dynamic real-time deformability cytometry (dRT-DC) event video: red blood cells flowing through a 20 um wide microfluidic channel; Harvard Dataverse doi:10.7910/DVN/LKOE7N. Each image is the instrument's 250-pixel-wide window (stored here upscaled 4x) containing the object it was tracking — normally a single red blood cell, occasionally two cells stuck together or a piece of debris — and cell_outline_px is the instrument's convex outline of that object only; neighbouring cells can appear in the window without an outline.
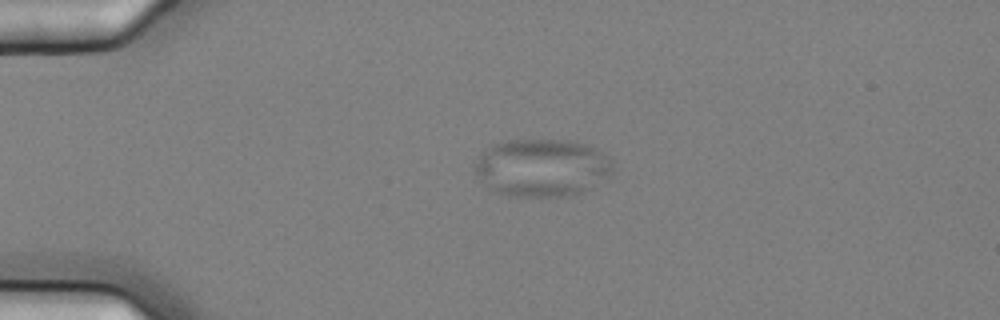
{"species": "common noctule bat (a hibernating species)", "species_latin": "Nyctalus noctula", "temperature_condition": "cold", "stored_images_in_passage": 2, "camera_frame_rate_fps": 3000, "um_per_image_px": 0.085, "animal": {"sex": "female", "body_mass_g": 25.1}, "frame": {"image": 1, "passage_image": 1, "time_ms": 0.0, "image_size_px": [1000, 320], "cell_outline_px": [[612, 176], [580, 192], [564, 196], [508, 196], [492, 192], [488, 188], [472, 168], [480, 152], [488, 144], [508, 140], [568, 140], [588, 144], [612, 156]], "centroid_in_image_um": [46.04, 14.23], "position_along_channel_um": 39.0, "area_um2": 47.22}}